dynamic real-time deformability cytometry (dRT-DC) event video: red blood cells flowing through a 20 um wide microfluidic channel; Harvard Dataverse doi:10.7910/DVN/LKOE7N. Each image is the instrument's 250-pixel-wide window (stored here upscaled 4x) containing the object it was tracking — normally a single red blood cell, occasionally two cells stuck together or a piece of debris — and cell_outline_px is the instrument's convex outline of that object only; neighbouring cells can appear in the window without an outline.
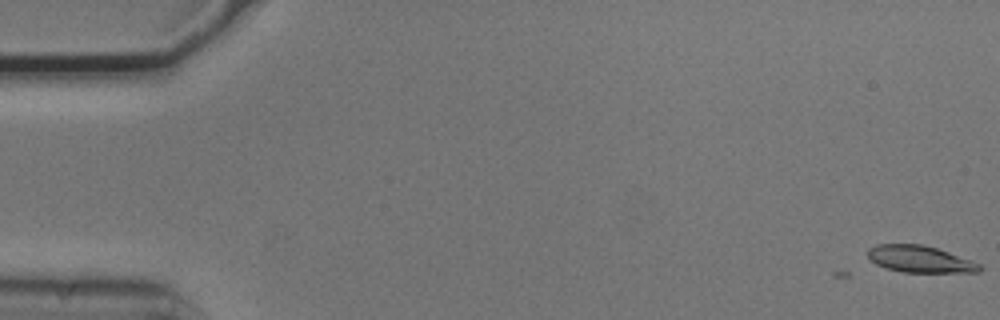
{"species": "common noctule bat (a hibernating species)", "species_latin": "Nyctalus noctula", "temperature_condition": "cold", "stored_images_in_passage": 9, "camera_frame_rate_fps": 3000, "um_per_image_px": 0.085, "animal": {"sex": "male", "body_mass_g": 20.5, "forearm_length_mm": 52.5}, "frame": {"image": 1, "passage_image": 1, "time_ms": 0.0, "image_size_px": [1000, 320], "cell_outline_px": [[984, 268], [980, 272], [904, 272], [888, 268], [876, 264], [868, 256], [868, 248], [876, 244], [920, 244], [936, 248], [972, 260], [980, 264]], "centroid_in_image_um": [78.22, 22.02], "position_along_channel_um": 6.8, "area_um2": 17.34}}